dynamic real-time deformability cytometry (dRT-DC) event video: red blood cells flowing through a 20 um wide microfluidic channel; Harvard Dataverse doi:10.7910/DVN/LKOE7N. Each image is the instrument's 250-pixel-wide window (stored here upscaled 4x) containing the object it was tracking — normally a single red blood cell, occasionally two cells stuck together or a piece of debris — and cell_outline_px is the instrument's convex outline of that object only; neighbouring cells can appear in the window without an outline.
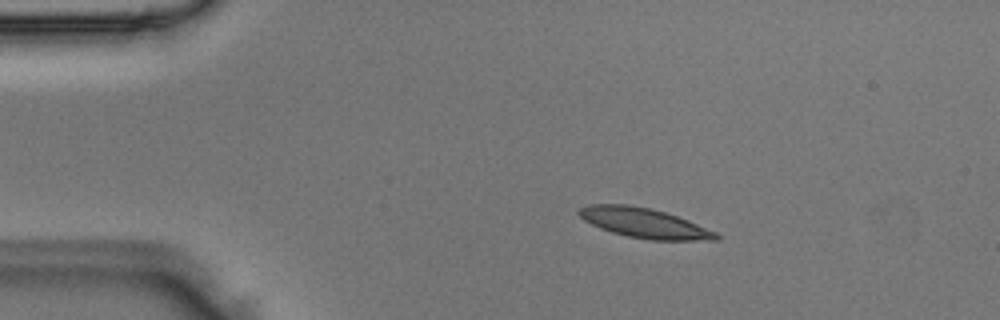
{"species": "Egyptian fruit bat (a non-hibernating species)", "species_latin": "Rousettus aegyptiacus", "temperature_condition": "room temperature", "stored_images_in_passage": 42, "camera_frame_rate_fps": 3000, "um_per_image_px": 0.085, "animal": {"sex": "male"}, "frame": {"image": 1, "passage_image": 1, "time_ms": 0.0, "image_size_px": [1000, 320], "cell_outline_px": [[720, 240], [648, 240], [628, 236], [612, 232], [600, 228], [584, 220], [576, 212], [580, 208], [588, 204], [628, 204], [652, 208], [688, 220], [716, 232], [720, 236]], "centroid_in_image_um": [54.75, 18.95], "position_along_channel_um": 30.2, "area_um2": 23.81}}
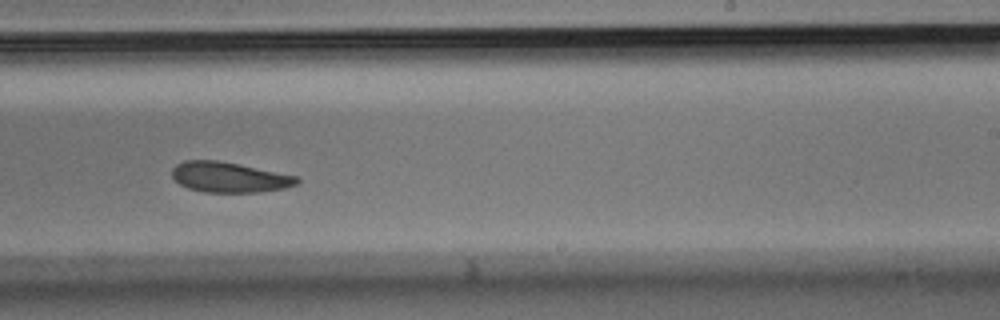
{"frame": {"image": 2, "passage_image": 23, "time_ms": 7.333, "image_size_px": [1000, 320], "cell_outline_px": [[300, 180], [296, 184], [284, 188], [260, 192], [204, 192], [188, 188], [180, 184], [172, 176], [172, 168], [176, 164], [184, 160], [216, 160], [296, 176]], "centroid_in_image_um": [19.44, 15.07], "position_along_channel_um": 269.6, "area_um2": 21.73}}
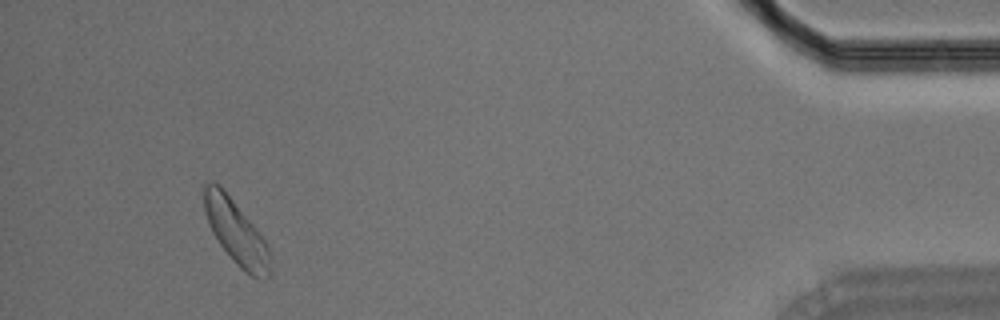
{"frame": {"image": 3, "passage_image": 39, "time_ms": 12.667, "image_size_px": [1000, 320], "cell_outline_px": [[268, 276], [252, 276], [244, 272], [232, 260], [220, 244], [212, 232], [208, 224], [204, 212], [204, 184], [208, 180], [216, 180], [220, 184], [252, 224], [264, 240], [268, 248]], "centroid_in_image_um": [19.97, 19.64], "position_along_channel_um": 415.2, "area_um2": 24.04}}